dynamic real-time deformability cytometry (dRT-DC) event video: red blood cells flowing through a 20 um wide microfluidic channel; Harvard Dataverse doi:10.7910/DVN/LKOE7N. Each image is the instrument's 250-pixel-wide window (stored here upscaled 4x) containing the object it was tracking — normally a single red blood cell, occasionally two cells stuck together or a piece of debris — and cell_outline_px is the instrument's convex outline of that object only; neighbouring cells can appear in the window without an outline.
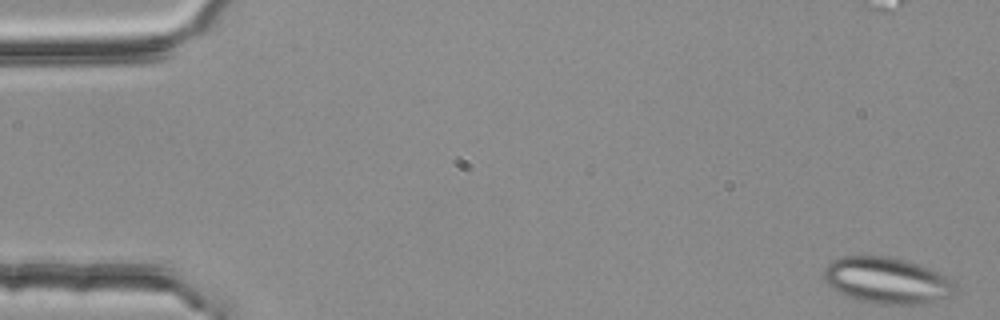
{"species": "common noctule bat (a hibernating species)", "species_latin": "Nyctalus noctula", "temperature_condition": "room temperature", "stored_images_in_passage": 52, "segment_of_instrument_passage": [1, 2], "camera_frame_rate_fps": 3000, "um_per_image_px": 0.085, "animal": {"sex": "female", "body_mass_g": 25.1}, "frame": {"image": 1, "passage_image": 1, "time_ms": 0.0, "image_size_px": [1000, 320], "cell_outline_px": [[956, 288], [952, 296], [932, 304], [876, 304], [856, 300], [832, 288], [824, 280], [824, 268], [832, 260], [840, 256], [888, 256], [904, 260], [928, 268], [948, 276], [956, 284]], "centroid_in_image_um": [75.42, 23.86], "position_along_channel_um": 9.6, "area_um2": 35.78}}